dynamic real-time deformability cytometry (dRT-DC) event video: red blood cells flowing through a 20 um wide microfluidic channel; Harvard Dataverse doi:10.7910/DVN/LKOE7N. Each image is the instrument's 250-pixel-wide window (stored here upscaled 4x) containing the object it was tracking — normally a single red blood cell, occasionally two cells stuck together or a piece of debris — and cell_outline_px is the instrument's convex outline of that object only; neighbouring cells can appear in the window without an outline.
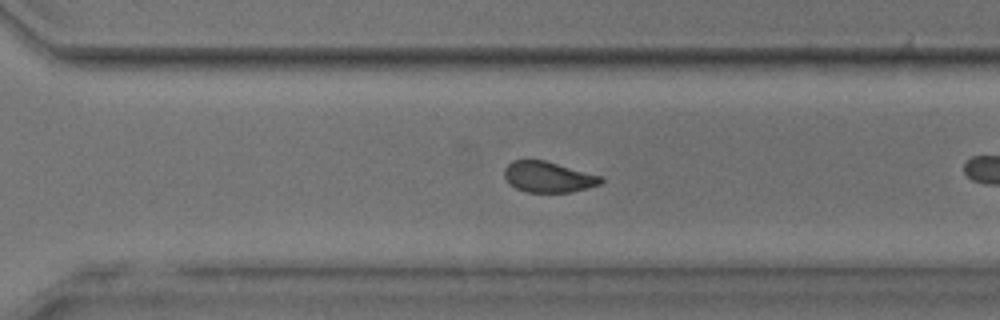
{"species": "common noctule bat (a hibernating species)", "species_latin": "Nyctalus noctula", "temperature_condition": "room temperature", "stored_images_in_passage": 36, "camera_frame_rate_fps": 3000, "um_per_image_px": 0.085, "animal": {"sex": "male", "body_mass_g": 17.9, "forearm_length_mm": 54.2}, "frame": {"image": 1, "passage_image": 31, "time_ms": 10.0, "image_size_px": [1000, 320], "cell_outline_px": [[604, 180], [600, 184], [572, 192], [524, 192], [508, 184], [504, 176], [504, 168], [512, 160], [544, 160], [600, 176]], "centroid_in_image_um": [46.54, 15.05], "position_along_channel_um": 324.1, "area_um2": 17.22}}